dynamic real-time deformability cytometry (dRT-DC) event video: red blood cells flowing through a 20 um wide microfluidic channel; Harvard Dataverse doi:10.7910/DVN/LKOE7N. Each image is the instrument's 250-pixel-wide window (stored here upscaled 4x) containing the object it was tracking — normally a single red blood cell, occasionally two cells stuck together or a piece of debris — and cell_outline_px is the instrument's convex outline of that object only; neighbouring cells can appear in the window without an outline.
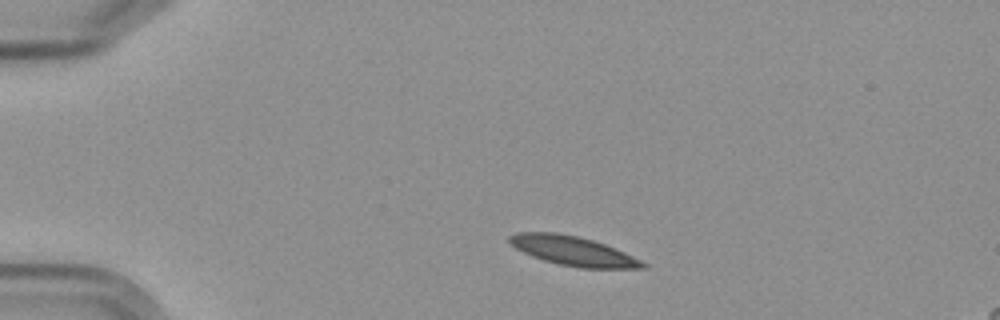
{"species": "Egyptian fruit bat (a non-hibernating species)", "species_latin": "Rousettus aegyptiacus", "temperature_condition": "cold", "stored_images_in_passage": 5, "camera_frame_rate_fps": 3000, "um_per_image_px": 0.085, "frame": {"image": 1, "passage_image": 1, "time_ms": 0.0, "image_size_px": [1000, 320], "cell_outline_px": [[648, 268], [576, 268], [544, 260], [532, 256], [516, 248], [508, 240], [508, 236], [516, 232], [556, 232], [576, 236], [592, 240], [604, 244], [624, 252], [648, 264]], "centroid_in_image_um": [48.7, 21.33], "position_along_channel_um": 36.3, "area_um2": 22.6}}
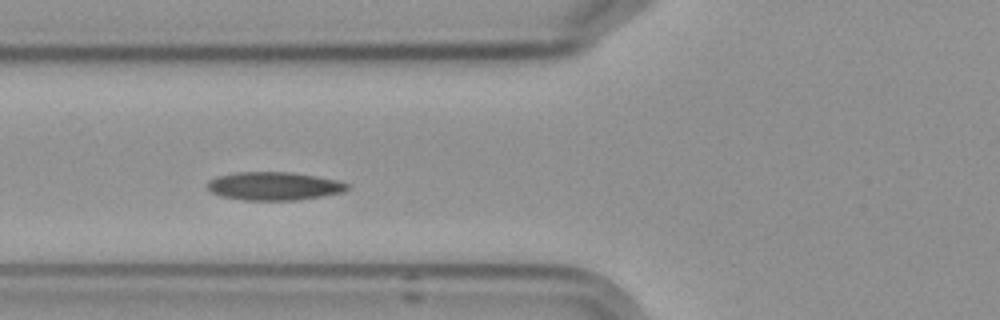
{"frame": {"image": 2, "passage_image": 4, "time_ms": 3.333, "image_size_px": [1000, 320], "cell_outline_px": [[352, 188], [344, 192], [324, 196], [300, 200], [240, 200], [220, 196], [208, 192], [208, 180], [216, 176], [236, 172], [288, 172], [340, 180], [352, 184]], "centroid_in_image_um": [23.33, 15.82], "position_along_channel_um": 102.5, "area_um2": 23.52}}
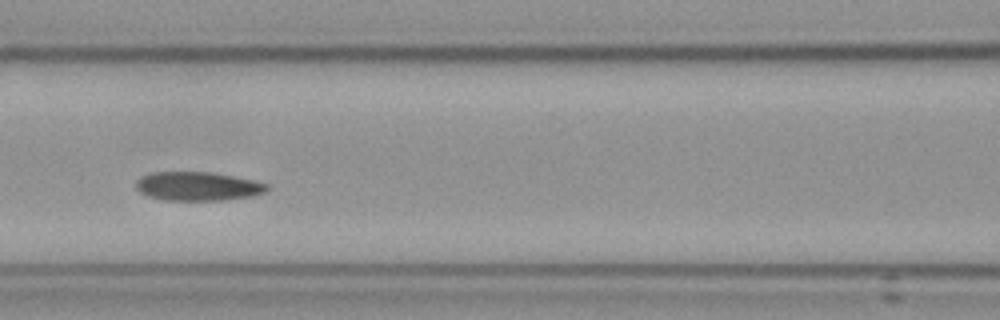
{"frame": {"image": 3, "passage_image": 5, "time_ms": 4.667, "image_size_px": [1000, 320], "cell_outline_px": [[268, 192], [252, 196], [224, 200], [164, 200], [148, 196], [140, 192], [136, 188], [136, 180], [140, 176], [152, 172], [208, 172], [232, 176], [252, 180], [268, 184]], "centroid_in_image_um": [16.8, 15.83], "position_along_channel_um": 149.8, "area_um2": 22.02}}